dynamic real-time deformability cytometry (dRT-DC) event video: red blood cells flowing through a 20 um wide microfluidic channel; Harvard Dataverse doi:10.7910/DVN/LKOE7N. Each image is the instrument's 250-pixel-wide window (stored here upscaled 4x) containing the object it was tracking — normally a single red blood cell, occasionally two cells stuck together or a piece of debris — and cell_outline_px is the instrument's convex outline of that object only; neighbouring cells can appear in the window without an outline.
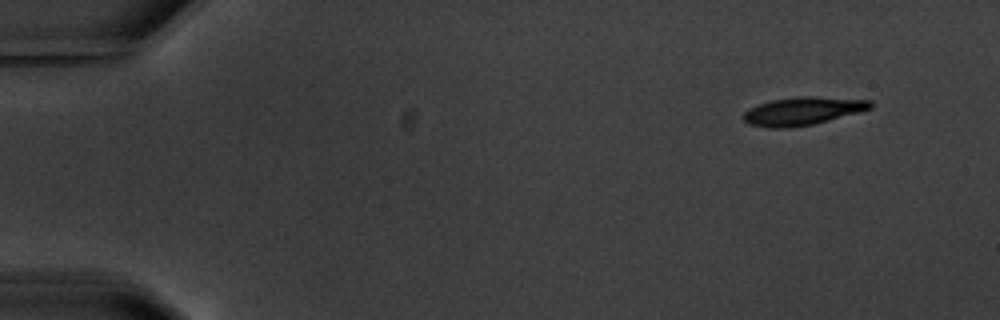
{"species": "common noctule bat (a hibernating species)", "species_latin": "Nyctalus noctula", "temperature_condition": "warm", "stored_images_in_passage": 5, "camera_frame_rate_fps": 3000, "um_per_image_px": 0.085, "animal": {"sex": "male", "body_mass_g": 20.1, "forearm_length_mm": 53.5}, "frame": {"image": 1, "passage_image": 1, "time_ms": 0.0, "image_size_px": [1000, 320], "cell_outline_px": [[872, 108], [860, 112], [812, 124], [788, 128], [768, 128], [748, 124], [744, 120], [744, 112], [760, 104], [772, 100], [800, 96], [812, 96], [872, 100]], "centroid_in_image_um": [68.25, 9.44], "position_along_channel_um": 16.7, "area_um2": 20.58}}
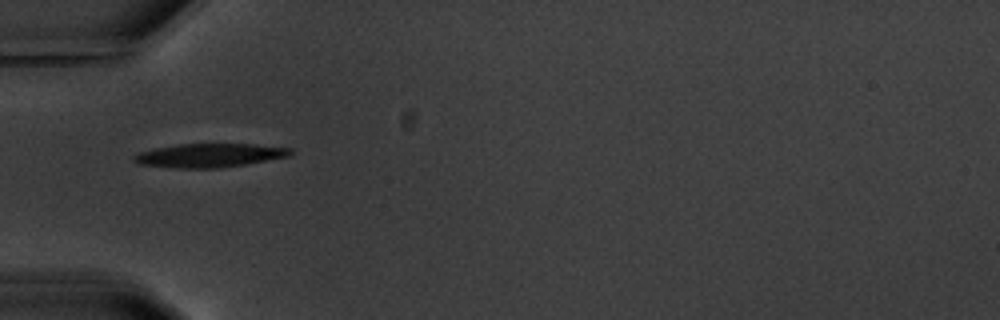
{"frame": {"image": 2, "passage_image": 5, "time_ms": 4.667, "image_size_px": [1000, 320], "cell_outline_px": [[292, 152], [288, 156], [244, 164], [220, 168], [176, 168], [140, 164], [132, 160], [132, 156], [140, 152], [156, 148], [180, 144], [252, 144], [292, 148]], "centroid_in_image_um": [17.77, 13.21], "position_along_channel_um": 67.2, "area_um2": 21.39}}